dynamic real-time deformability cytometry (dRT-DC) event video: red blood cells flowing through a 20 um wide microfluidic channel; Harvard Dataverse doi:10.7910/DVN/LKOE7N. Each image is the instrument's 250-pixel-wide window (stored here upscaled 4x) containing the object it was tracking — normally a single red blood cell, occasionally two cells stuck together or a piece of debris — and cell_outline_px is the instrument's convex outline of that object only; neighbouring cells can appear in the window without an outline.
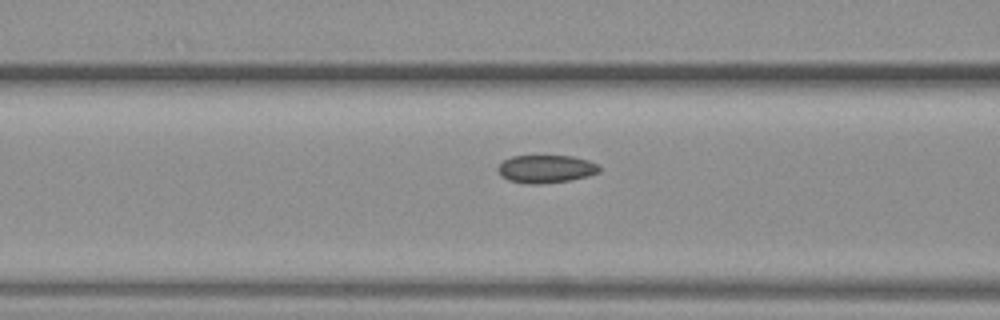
{"species": "common noctule bat (a hibernating species)", "species_latin": "Nyctalus noctula", "temperature_condition": "warm", "stored_images_in_passage": 12, "camera_frame_rate_fps": 3000, "um_per_image_px": 0.085, "animal": {"sex": "female", "body_mass_g": 19.3, "forearm_length_mm": 54.1}, "frame": {"image": 1, "passage_image": 10, "time_ms": 3.0, "image_size_px": [1000, 320], "cell_outline_px": [[600, 172], [588, 176], [568, 180], [536, 184], [528, 184], [508, 180], [500, 176], [496, 168], [504, 160], [512, 156], [572, 156], [588, 160], [596, 164], [600, 168]], "centroid_in_image_um": [46.37, 14.36], "position_along_channel_um": 120.2, "area_um2": 16.42}}